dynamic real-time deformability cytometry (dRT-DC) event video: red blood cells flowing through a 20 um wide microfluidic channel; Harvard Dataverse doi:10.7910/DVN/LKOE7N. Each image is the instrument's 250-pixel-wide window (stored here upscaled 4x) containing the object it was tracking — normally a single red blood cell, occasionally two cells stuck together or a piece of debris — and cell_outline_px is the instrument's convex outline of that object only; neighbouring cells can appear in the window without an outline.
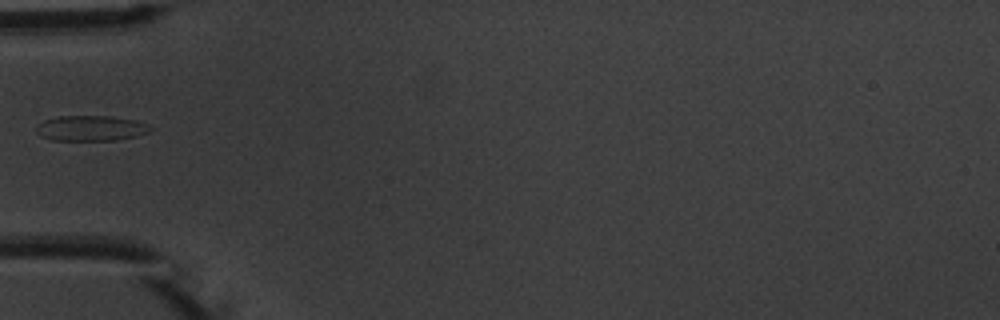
{"species": "common noctule bat (a hibernating species)", "species_latin": "Nyctalus noctula", "temperature_condition": "warm", "stored_images_in_passage": 6, "camera_frame_rate_fps": 3000, "um_per_image_px": 0.085, "animal": {"sex": "male", "body_mass_g": 20.1, "forearm_length_mm": 53.5}, "frame": {"image": 1, "passage_image": 5, "time_ms": 5.667, "image_size_px": [1000, 320], "cell_outline_px": [[156, 128], [148, 132], [136, 136], [116, 140], [52, 140], [40, 136], [36, 132], [36, 124], [44, 120], [60, 116], [108, 116], [136, 120], [148, 124]], "centroid_in_image_um": [7.73, 10.9], "position_along_channel_um": 77.3, "area_um2": 16.99}}
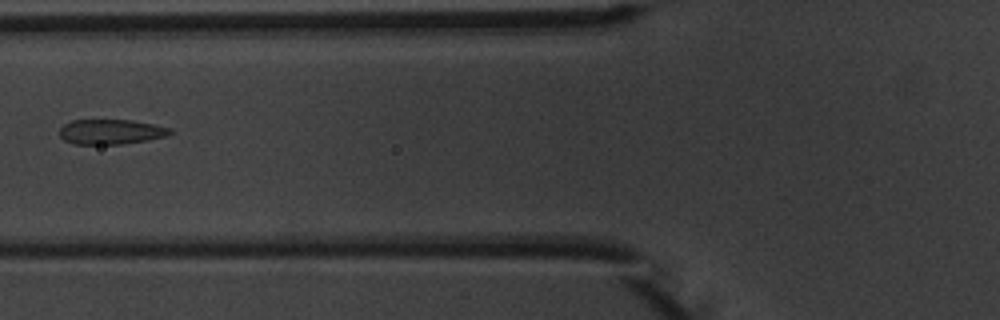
{"frame": {"image": 2, "passage_image": 6, "time_ms": 6.667, "image_size_px": [1000, 320], "cell_outline_px": [[172, 132], [168, 136], [148, 140], [120, 144], [72, 144], [64, 140], [60, 136], [60, 128], [64, 124], [72, 120], [132, 120], [172, 128]], "centroid_in_image_um": [9.43, 11.2], "position_along_channel_um": 116.4, "area_um2": 16.13}}